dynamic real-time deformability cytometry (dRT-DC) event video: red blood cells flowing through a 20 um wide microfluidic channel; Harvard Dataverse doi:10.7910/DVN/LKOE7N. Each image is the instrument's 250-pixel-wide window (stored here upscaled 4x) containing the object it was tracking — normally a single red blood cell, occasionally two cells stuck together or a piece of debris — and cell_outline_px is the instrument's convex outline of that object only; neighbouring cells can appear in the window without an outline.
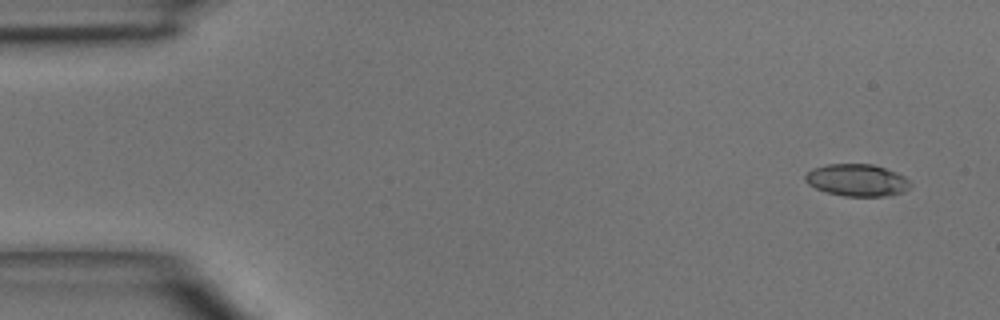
{"species": "common noctule bat (a hibernating species)", "species_latin": "Nyctalus noctula", "temperature_condition": "room temperature", "stored_images_in_passage": 4, "camera_frame_rate_fps": 3000, "um_per_image_px": 0.085, "animal": {"sex": "male", "body_mass_g": 15.6}, "frame": {"image": 1, "passage_image": 1, "time_ms": 0.0, "image_size_px": [1000, 320], "cell_outline_px": [[912, 184], [904, 192], [892, 196], [844, 196], [828, 192], [816, 188], [808, 184], [804, 180], [804, 176], [812, 168], [828, 164], [872, 164], [896, 172], [904, 176]], "centroid_in_image_um": [72.86, 15.32], "position_along_channel_um": 12.1, "area_um2": 19.71}}